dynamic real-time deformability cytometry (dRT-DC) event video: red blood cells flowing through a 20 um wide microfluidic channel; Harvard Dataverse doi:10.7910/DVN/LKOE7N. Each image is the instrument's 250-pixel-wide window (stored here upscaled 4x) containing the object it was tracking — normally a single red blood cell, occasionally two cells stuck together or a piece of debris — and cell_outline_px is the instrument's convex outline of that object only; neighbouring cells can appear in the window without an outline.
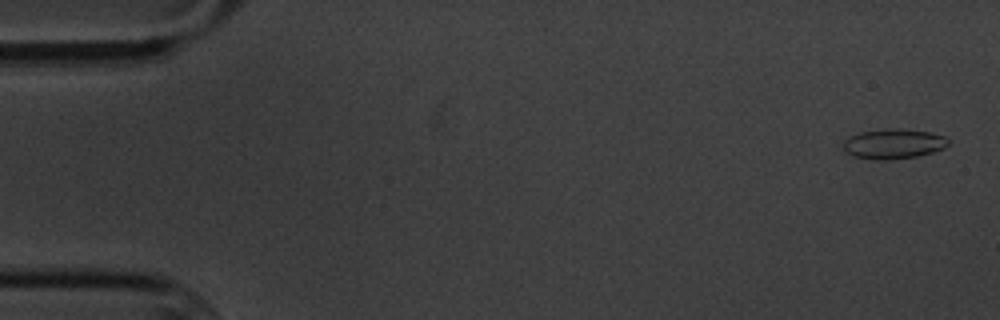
{"species": "common noctule bat (a hibernating species)", "species_latin": "Nyctalus noctula", "temperature_condition": "cold", "stored_images_in_passage": 5, "camera_frame_rate_fps": 3000, "um_per_image_px": 0.085, "animal": {"sex": "male", "body_mass_g": 20.1, "forearm_length_mm": 53.5}, "frame": {"image": 1, "passage_image": 1, "time_ms": 0.0, "image_size_px": [1000, 320], "cell_outline_px": [[948, 144], [944, 148], [932, 152], [916, 156], [888, 160], [876, 160], [852, 156], [844, 152], [844, 140], [848, 136], [860, 132], [888, 128], [892, 128], [928, 132], [944, 136], [948, 140]], "centroid_in_image_um": [75.89, 12.23], "position_along_channel_um": 9.1, "area_um2": 18.26}}
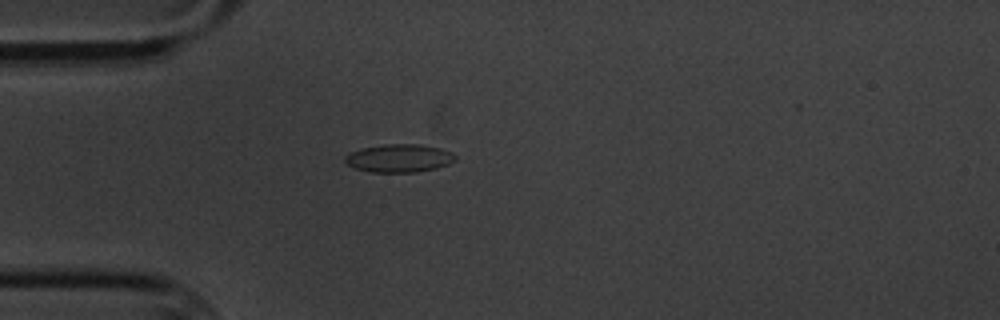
{"frame": {"image": 2, "passage_image": 4, "time_ms": 4.667, "image_size_px": [1000, 320], "cell_outline_px": [[456, 160], [448, 164], [436, 168], [416, 172], [372, 172], [356, 168], [348, 164], [344, 160], [344, 156], [348, 152], [360, 148], [384, 144], [420, 144], [440, 148], [452, 152], [456, 156]], "centroid_in_image_um": [33.92, 13.43], "position_along_channel_um": 51.1, "area_um2": 18.15}}